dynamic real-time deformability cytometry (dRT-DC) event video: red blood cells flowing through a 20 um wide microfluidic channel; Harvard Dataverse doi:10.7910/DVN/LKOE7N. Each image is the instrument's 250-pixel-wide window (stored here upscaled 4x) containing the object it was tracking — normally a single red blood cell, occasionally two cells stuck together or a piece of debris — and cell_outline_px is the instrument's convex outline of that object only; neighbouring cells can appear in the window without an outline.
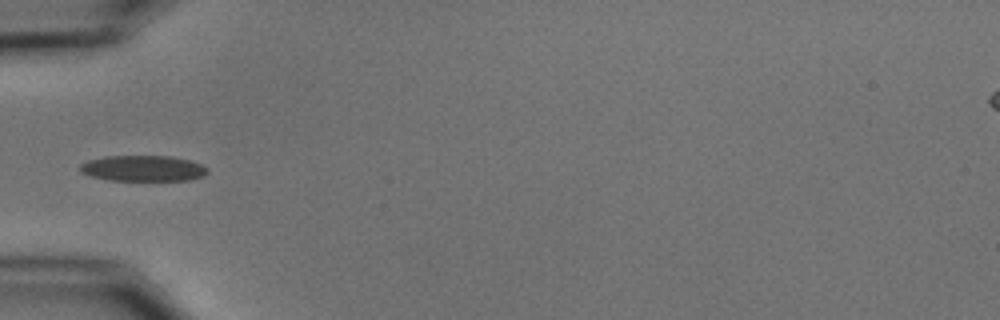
{"species": "common noctule bat (a hibernating species)", "species_latin": "Nyctalus noctula", "temperature_condition": "cold", "stored_images_in_passage": 9, "camera_frame_rate_fps": 3000, "um_per_image_px": 0.085, "animal": {"sex": "male", "body_mass_g": 15.6}, "frame": {"image": 1, "passage_image": 4, "time_ms": 3.667, "image_size_px": [1000, 320], "cell_outline_px": [[208, 172], [204, 176], [188, 180], [108, 180], [92, 176], [80, 172], [80, 164], [88, 160], [104, 156], [172, 156], [188, 160], [200, 164], [208, 168]], "centroid_in_image_um": [12.15, 14.3], "position_along_channel_um": 72.8, "area_um2": 19.13}}
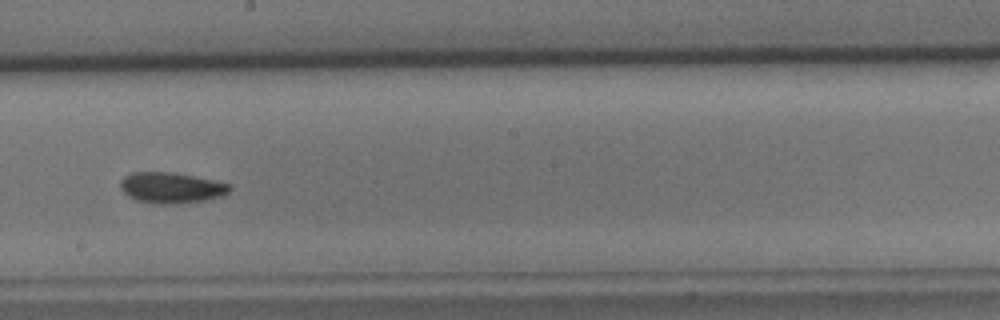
{"frame": {"image": 2, "passage_image": 8, "time_ms": 8.0, "image_size_px": [1000, 320], "cell_outline_px": [[232, 188], [224, 196], [204, 200], [176, 204], [156, 204], [136, 200], [128, 196], [120, 188], [120, 180], [124, 176], [132, 172], [172, 172], [232, 184]], "centroid_in_image_um": [14.55, 15.96], "position_along_channel_um": 233.6, "area_um2": 19.71}}
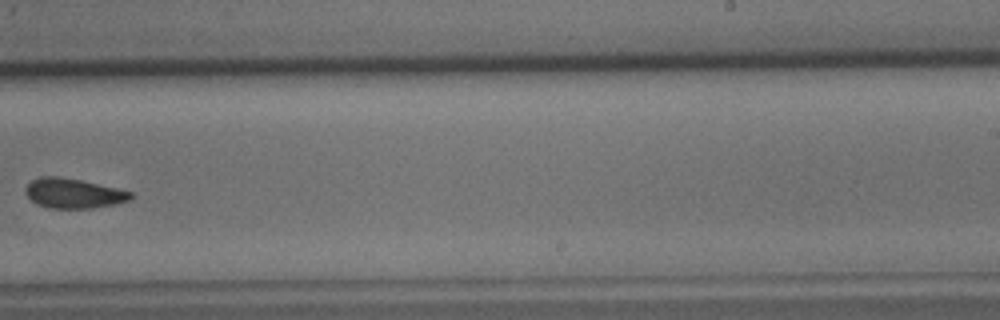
{"frame": {"image": 3, "passage_image": 9, "time_ms": 9.333, "image_size_px": [1000, 320], "cell_outline_px": [[132, 196], [128, 200], [116, 204], [88, 208], [48, 208], [36, 204], [24, 192], [24, 188], [32, 180], [40, 176], [56, 176], [80, 180], [116, 188], [132, 192]], "centroid_in_image_um": [6.19, 16.43], "position_along_channel_um": 282.8, "area_um2": 18.09}}